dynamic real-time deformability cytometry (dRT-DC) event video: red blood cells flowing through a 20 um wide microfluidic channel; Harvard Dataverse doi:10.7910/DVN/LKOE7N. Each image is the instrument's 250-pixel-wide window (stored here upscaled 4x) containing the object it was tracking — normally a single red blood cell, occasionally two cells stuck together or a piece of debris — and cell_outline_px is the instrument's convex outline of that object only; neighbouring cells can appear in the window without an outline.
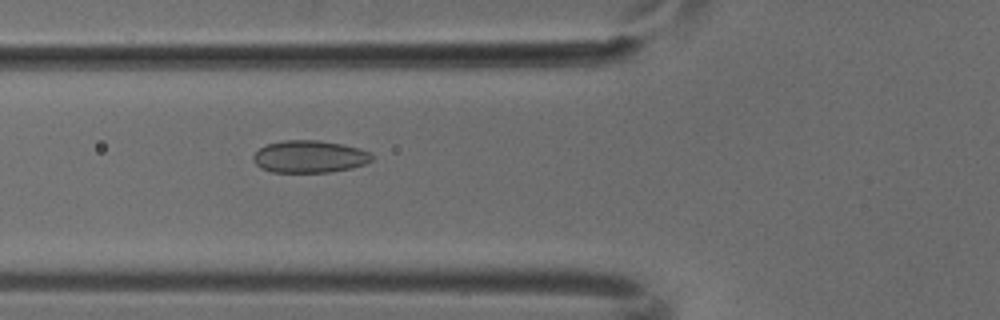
{"species": "common noctule bat (a hibernating species)", "species_latin": "Nyctalus noctula", "temperature_condition": "cold", "stored_images_in_passage": 3, "camera_frame_rate_fps": 3000, "um_per_image_px": 0.085, "animal": {"sex": "male", "body_mass_g": 18.8}, "frame": {"image": 1, "passage_image": 3, "time_ms": 0.667, "image_size_px": [1000, 320], "cell_outline_px": [[372, 160], [364, 164], [352, 168], [328, 172], [272, 172], [260, 168], [252, 160], [252, 156], [260, 148], [268, 144], [284, 140], [320, 140], [344, 144], [360, 148], [368, 152], [372, 156]], "centroid_in_image_um": [26.3, 13.31], "position_along_channel_um": 99.5, "area_um2": 22.37}}